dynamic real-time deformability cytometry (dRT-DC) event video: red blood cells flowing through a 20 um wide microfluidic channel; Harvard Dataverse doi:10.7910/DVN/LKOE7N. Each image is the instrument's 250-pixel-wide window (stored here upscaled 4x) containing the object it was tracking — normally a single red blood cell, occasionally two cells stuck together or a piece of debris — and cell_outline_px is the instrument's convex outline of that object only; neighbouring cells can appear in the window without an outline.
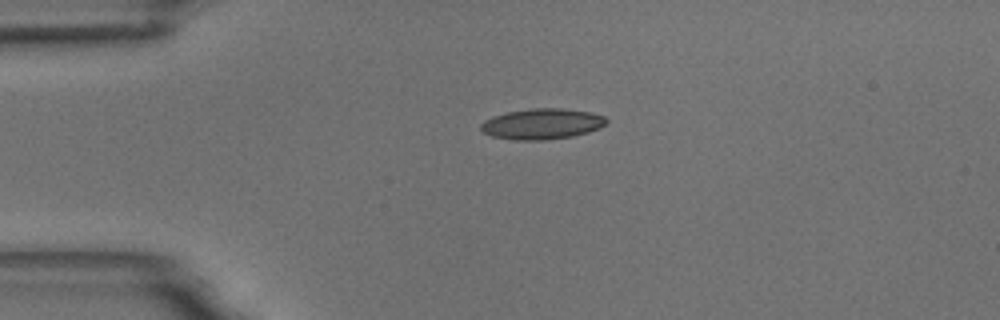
{"species": "common noctule bat (a hibernating species)", "species_latin": "Nyctalus noctula", "temperature_condition": "room temperature", "stored_images_in_passage": 36, "camera_frame_rate_fps": 3000, "um_per_image_px": 0.085, "animal": {"sex": "male", "body_mass_g": 18.8}, "frame": {"image": 1, "passage_image": 1, "time_ms": 0.0, "image_size_px": [1000, 320], "cell_outline_px": [[608, 120], [600, 128], [588, 132], [572, 136], [544, 140], [516, 140], [492, 136], [484, 132], [480, 128], [480, 124], [484, 120], [492, 116], [508, 112], [532, 108], [560, 108], [592, 112], [604, 116]], "centroid_in_image_um": [46.07, 10.53], "position_along_channel_um": 38.9, "area_um2": 22.43}}
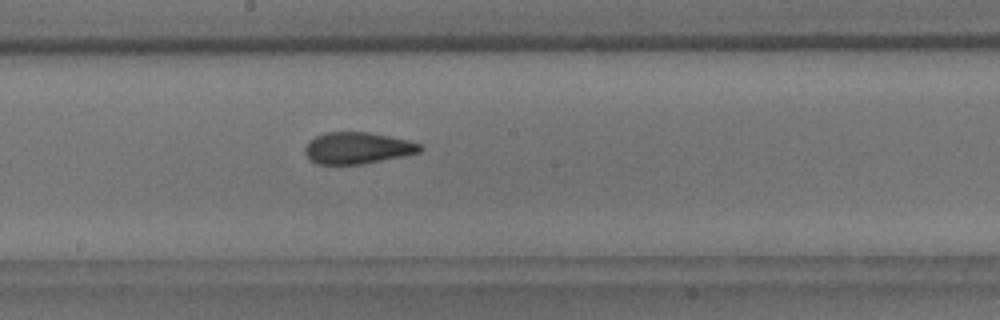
{"frame": {"image": 2, "passage_image": 18, "time_ms": 5.667, "image_size_px": [1000, 320], "cell_outline_px": [[424, 148], [420, 152], [364, 164], [316, 164], [308, 160], [304, 152], [304, 148], [316, 136], [324, 132], [368, 132], [408, 140], [424, 144]], "centroid_in_image_um": [30.39, 12.59], "position_along_channel_um": 217.8, "area_um2": 21.27}}
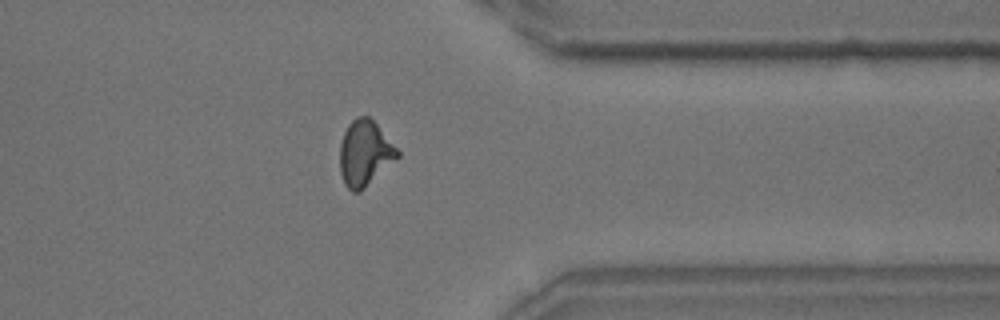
{"frame": {"image": 3, "passage_image": 32, "time_ms": 10.333, "image_size_px": [1000, 320], "cell_outline_px": [[400, 156], [360, 192], [352, 192], [344, 184], [340, 172], [340, 144], [344, 132], [348, 124], [356, 116], [368, 116], [376, 124], [400, 152]], "centroid_in_image_um": [30.99, 13.04], "position_along_channel_um": 380.4, "area_um2": 21.85}, "authors_computed_cell_mechanics": {"area_um2": 21.6461, "velocity_mm_per_s": 3.6654, "shape_relaxation_time_tau1_ms": 9.0602, "shape_relaxation_time_tau2_ms": 1.8815, "deformation_change_tau1": 0.1944, "deformation_change_tau2": 0.0885}}